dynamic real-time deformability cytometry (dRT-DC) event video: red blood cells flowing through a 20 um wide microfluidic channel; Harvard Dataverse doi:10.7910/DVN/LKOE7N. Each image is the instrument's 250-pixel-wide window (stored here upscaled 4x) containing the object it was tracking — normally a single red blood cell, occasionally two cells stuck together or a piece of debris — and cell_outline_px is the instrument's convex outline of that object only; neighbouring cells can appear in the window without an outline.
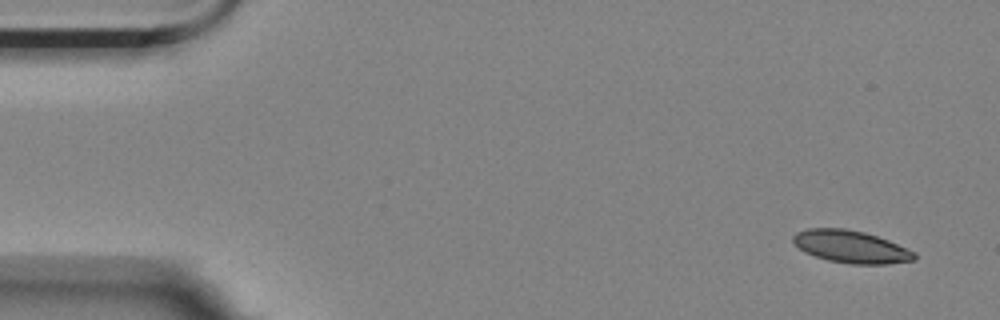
{"species": "Egyptian fruit bat (a non-hibernating species)", "species_latin": "Rousettus aegyptiacus", "temperature_condition": "room temperature", "stored_images_in_passage": 4, "camera_frame_rate_fps": 3000, "um_per_image_px": 0.085, "animal": {"sex": "female"}, "frame": {"image": 1, "passage_image": 1, "time_ms": 0.0, "image_size_px": [1000, 320], "cell_outline_px": [[916, 260], [888, 264], [852, 264], [828, 260], [804, 252], [792, 240], [792, 236], [796, 232], [808, 228], [844, 228], [864, 232], [888, 240], [916, 252]], "centroid_in_image_um": [72.34, 20.97], "position_along_channel_um": 12.7, "area_um2": 22.89}}
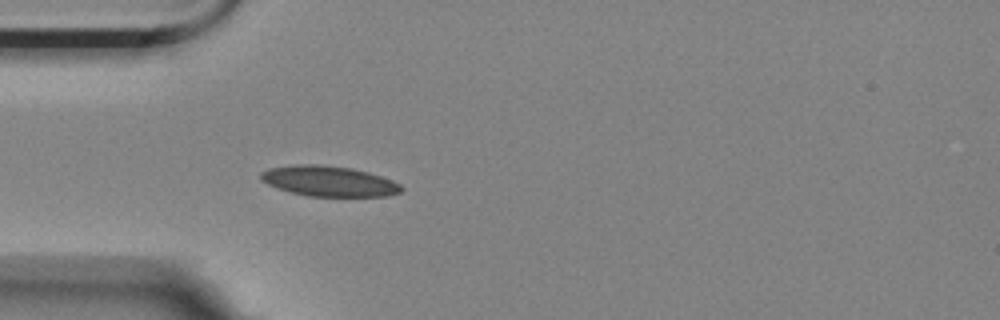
{"frame": {"image": 2, "passage_image": 4, "time_ms": 1.0, "image_size_px": [1000, 320], "cell_outline_px": [[404, 188], [400, 192], [388, 196], [308, 196], [276, 188], [260, 180], [260, 172], [268, 168], [296, 164], [324, 164], [352, 168], [368, 172], [392, 180], [400, 184]], "centroid_in_image_um": [27.94, 15.39], "position_along_channel_um": 57.1, "area_um2": 25.03}}